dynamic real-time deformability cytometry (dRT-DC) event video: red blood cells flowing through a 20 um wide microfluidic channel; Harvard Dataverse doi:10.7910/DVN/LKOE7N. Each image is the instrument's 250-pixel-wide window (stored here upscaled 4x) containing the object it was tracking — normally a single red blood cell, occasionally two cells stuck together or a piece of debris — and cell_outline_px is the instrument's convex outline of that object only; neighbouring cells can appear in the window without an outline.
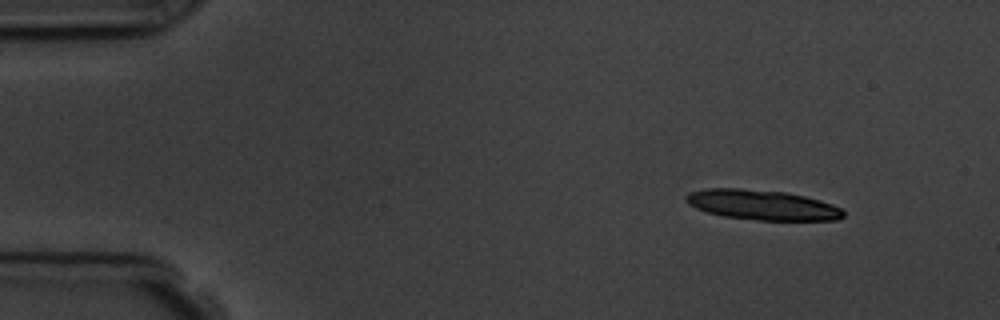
{"species": "common noctule bat (a hibernating species)", "species_latin": "Nyctalus noctula", "temperature_condition": "room temperature", "stored_images_in_passage": 4, "camera_frame_rate_fps": 3000, "um_per_image_px": 0.085, "animal": {"sex": "male", "body_mass_g": 19.5, "forearm_length_mm": 54.6}, "frame": {"image": 1, "passage_image": 1, "time_ms": 0.0, "image_size_px": [1000, 320], "cell_outline_px": [[844, 216], [840, 220], [756, 220], [724, 216], [708, 212], [696, 208], [688, 204], [684, 196], [688, 192], [704, 188], [740, 188], [784, 192], [804, 196], [820, 200], [832, 204], [840, 208], [844, 212]], "centroid_in_image_um": [64.77, 17.41], "position_along_channel_um": 20.2, "area_um2": 27.57}}